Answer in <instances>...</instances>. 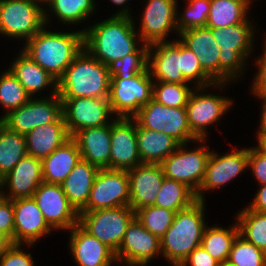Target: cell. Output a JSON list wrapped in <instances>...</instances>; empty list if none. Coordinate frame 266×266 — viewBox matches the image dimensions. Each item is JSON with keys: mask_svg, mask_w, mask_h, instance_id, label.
I'll return each instance as SVG.
<instances>
[{"mask_svg": "<svg viewBox=\"0 0 266 266\" xmlns=\"http://www.w3.org/2000/svg\"><path fill=\"white\" fill-rule=\"evenodd\" d=\"M127 7L83 30L84 49L110 68L138 47L136 39L139 35Z\"/></svg>", "mask_w": 266, "mask_h": 266, "instance_id": "cell-1", "label": "cell"}, {"mask_svg": "<svg viewBox=\"0 0 266 266\" xmlns=\"http://www.w3.org/2000/svg\"><path fill=\"white\" fill-rule=\"evenodd\" d=\"M45 27L29 39L22 50L58 81L84 48L83 29L62 33Z\"/></svg>", "mask_w": 266, "mask_h": 266, "instance_id": "cell-2", "label": "cell"}, {"mask_svg": "<svg viewBox=\"0 0 266 266\" xmlns=\"http://www.w3.org/2000/svg\"><path fill=\"white\" fill-rule=\"evenodd\" d=\"M111 68L105 66L84 48L58 80L60 98L109 97Z\"/></svg>", "mask_w": 266, "mask_h": 266, "instance_id": "cell-3", "label": "cell"}, {"mask_svg": "<svg viewBox=\"0 0 266 266\" xmlns=\"http://www.w3.org/2000/svg\"><path fill=\"white\" fill-rule=\"evenodd\" d=\"M205 202L197 200L186 209L176 212L170 228L160 238L161 254L172 266L180 264L201 245Z\"/></svg>", "mask_w": 266, "mask_h": 266, "instance_id": "cell-4", "label": "cell"}, {"mask_svg": "<svg viewBox=\"0 0 266 266\" xmlns=\"http://www.w3.org/2000/svg\"><path fill=\"white\" fill-rule=\"evenodd\" d=\"M250 20L230 27L211 28L216 44L220 48L219 83L235 80L243 69L253 49L254 29Z\"/></svg>", "mask_w": 266, "mask_h": 266, "instance_id": "cell-5", "label": "cell"}, {"mask_svg": "<svg viewBox=\"0 0 266 266\" xmlns=\"http://www.w3.org/2000/svg\"><path fill=\"white\" fill-rule=\"evenodd\" d=\"M33 0H0V33L26 42L49 21L45 8Z\"/></svg>", "mask_w": 266, "mask_h": 266, "instance_id": "cell-6", "label": "cell"}, {"mask_svg": "<svg viewBox=\"0 0 266 266\" xmlns=\"http://www.w3.org/2000/svg\"><path fill=\"white\" fill-rule=\"evenodd\" d=\"M134 218L135 211L129 205L79 212V224L115 253Z\"/></svg>", "mask_w": 266, "mask_h": 266, "instance_id": "cell-7", "label": "cell"}, {"mask_svg": "<svg viewBox=\"0 0 266 266\" xmlns=\"http://www.w3.org/2000/svg\"><path fill=\"white\" fill-rule=\"evenodd\" d=\"M153 83L148 68L130 79L111 78L108 101L113 115L133 118L152 99Z\"/></svg>", "mask_w": 266, "mask_h": 266, "instance_id": "cell-8", "label": "cell"}, {"mask_svg": "<svg viewBox=\"0 0 266 266\" xmlns=\"http://www.w3.org/2000/svg\"><path fill=\"white\" fill-rule=\"evenodd\" d=\"M1 122L11 131L26 135L28 132L51 122H65L62 113V101L58 93L50 98L34 99L7 114Z\"/></svg>", "mask_w": 266, "mask_h": 266, "instance_id": "cell-9", "label": "cell"}, {"mask_svg": "<svg viewBox=\"0 0 266 266\" xmlns=\"http://www.w3.org/2000/svg\"><path fill=\"white\" fill-rule=\"evenodd\" d=\"M130 181L127 170L99 169L87 205L80 212L128 206Z\"/></svg>", "mask_w": 266, "mask_h": 266, "instance_id": "cell-10", "label": "cell"}, {"mask_svg": "<svg viewBox=\"0 0 266 266\" xmlns=\"http://www.w3.org/2000/svg\"><path fill=\"white\" fill-rule=\"evenodd\" d=\"M187 145L180 144L173 153L163 160L161 166L165 177L186 184L196 193L203 181L211 151L209 146L205 145L187 151L184 148Z\"/></svg>", "mask_w": 266, "mask_h": 266, "instance_id": "cell-11", "label": "cell"}, {"mask_svg": "<svg viewBox=\"0 0 266 266\" xmlns=\"http://www.w3.org/2000/svg\"><path fill=\"white\" fill-rule=\"evenodd\" d=\"M62 113L67 130L72 137L79 130L111 124L113 112L108 97L61 98Z\"/></svg>", "mask_w": 266, "mask_h": 266, "instance_id": "cell-12", "label": "cell"}, {"mask_svg": "<svg viewBox=\"0 0 266 266\" xmlns=\"http://www.w3.org/2000/svg\"><path fill=\"white\" fill-rule=\"evenodd\" d=\"M205 88L207 87L194 88L196 91H192L186 105L190 130L198 140L206 139L207 127L220 121L233 104L230 98L201 93Z\"/></svg>", "mask_w": 266, "mask_h": 266, "instance_id": "cell-13", "label": "cell"}, {"mask_svg": "<svg viewBox=\"0 0 266 266\" xmlns=\"http://www.w3.org/2000/svg\"><path fill=\"white\" fill-rule=\"evenodd\" d=\"M33 199L52 229L70 230L79 223V213L70 204L61 185L42 182Z\"/></svg>", "mask_w": 266, "mask_h": 266, "instance_id": "cell-14", "label": "cell"}, {"mask_svg": "<svg viewBox=\"0 0 266 266\" xmlns=\"http://www.w3.org/2000/svg\"><path fill=\"white\" fill-rule=\"evenodd\" d=\"M177 7V0H147L137 40L148 45L167 41L169 32L177 31Z\"/></svg>", "mask_w": 266, "mask_h": 266, "instance_id": "cell-15", "label": "cell"}, {"mask_svg": "<svg viewBox=\"0 0 266 266\" xmlns=\"http://www.w3.org/2000/svg\"><path fill=\"white\" fill-rule=\"evenodd\" d=\"M136 133L134 118L115 117L111 121L110 169L128 171L141 164Z\"/></svg>", "mask_w": 266, "mask_h": 266, "instance_id": "cell-16", "label": "cell"}, {"mask_svg": "<svg viewBox=\"0 0 266 266\" xmlns=\"http://www.w3.org/2000/svg\"><path fill=\"white\" fill-rule=\"evenodd\" d=\"M233 151L223 156L211 151L203 181L195 193L197 200L205 201L203 191L222 187L248 168V149Z\"/></svg>", "mask_w": 266, "mask_h": 266, "instance_id": "cell-17", "label": "cell"}, {"mask_svg": "<svg viewBox=\"0 0 266 266\" xmlns=\"http://www.w3.org/2000/svg\"><path fill=\"white\" fill-rule=\"evenodd\" d=\"M161 254L160 238L149 232L136 217L130 222L123 241L115 253L118 262L146 265Z\"/></svg>", "mask_w": 266, "mask_h": 266, "instance_id": "cell-18", "label": "cell"}, {"mask_svg": "<svg viewBox=\"0 0 266 266\" xmlns=\"http://www.w3.org/2000/svg\"><path fill=\"white\" fill-rule=\"evenodd\" d=\"M13 209L14 244L34 245L52 231L33 197L13 200Z\"/></svg>", "mask_w": 266, "mask_h": 266, "instance_id": "cell-19", "label": "cell"}, {"mask_svg": "<svg viewBox=\"0 0 266 266\" xmlns=\"http://www.w3.org/2000/svg\"><path fill=\"white\" fill-rule=\"evenodd\" d=\"M148 69L155 82L188 84L181 72V41L176 39L150 44Z\"/></svg>", "mask_w": 266, "mask_h": 266, "instance_id": "cell-20", "label": "cell"}, {"mask_svg": "<svg viewBox=\"0 0 266 266\" xmlns=\"http://www.w3.org/2000/svg\"><path fill=\"white\" fill-rule=\"evenodd\" d=\"M42 182V160L27 154L3 177L0 193L8 200L31 198ZM5 186L10 190L7 195L2 191Z\"/></svg>", "mask_w": 266, "mask_h": 266, "instance_id": "cell-21", "label": "cell"}, {"mask_svg": "<svg viewBox=\"0 0 266 266\" xmlns=\"http://www.w3.org/2000/svg\"><path fill=\"white\" fill-rule=\"evenodd\" d=\"M128 175L130 181L129 206L136 211L154 205L165 177L161 164L141 163L128 170Z\"/></svg>", "mask_w": 266, "mask_h": 266, "instance_id": "cell-22", "label": "cell"}, {"mask_svg": "<svg viewBox=\"0 0 266 266\" xmlns=\"http://www.w3.org/2000/svg\"><path fill=\"white\" fill-rule=\"evenodd\" d=\"M69 248L78 266H106L116 261L115 252L87 232L79 223L70 230Z\"/></svg>", "mask_w": 266, "mask_h": 266, "instance_id": "cell-23", "label": "cell"}, {"mask_svg": "<svg viewBox=\"0 0 266 266\" xmlns=\"http://www.w3.org/2000/svg\"><path fill=\"white\" fill-rule=\"evenodd\" d=\"M179 35V40L196 54L203 71L215 83H219L220 48L216 44L211 28H193L182 31Z\"/></svg>", "mask_w": 266, "mask_h": 266, "instance_id": "cell-24", "label": "cell"}, {"mask_svg": "<svg viewBox=\"0 0 266 266\" xmlns=\"http://www.w3.org/2000/svg\"><path fill=\"white\" fill-rule=\"evenodd\" d=\"M72 138L78 145L81 159L99 169H110L111 124L79 130Z\"/></svg>", "mask_w": 266, "mask_h": 266, "instance_id": "cell-25", "label": "cell"}, {"mask_svg": "<svg viewBox=\"0 0 266 266\" xmlns=\"http://www.w3.org/2000/svg\"><path fill=\"white\" fill-rule=\"evenodd\" d=\"M98 171V167L80 159L70 174L60 184L70 204L78 213L87 205Z\"/></svg>", "mask_w": 266, "mask_h": 266, "instance_id": "cell-26", "label": "cell"}, {"mask_svg": "<svg viewBox=\"0 0 266 266\" xmlns=\"http://www.w3.org/2000/svg\"><path fill=\"white\" fill-rule=\"evenodd\" d=\"M27 153L43 160L71 138L65 122L38 126L26 135Z\"/></svg>", "mask_w": 266, "mask_h": 266, "instance_id": "cell-27", "label": "cell"}, {"mask_svg": "<svg viewBox=\"0 0 266 266\" xmlns=\"http://www.w3.org/2000/svg\"><path fill=\"white\" fill-rule=\"evenodd\" d=\"M80 159L78 145L71 137L42 160L43 182L60 185Z\"/></svg>", "mask_w": 266, "mask_h": 266, "instance_id": "cell-28", "label": "cell"}, {"mask_svg": "<svg viewBox=\"0 0 266 266\" xmlns=\"http://www.w3.org/2000/svg\"><path fill=\"white\" fill-rule=\"evenodd\" d=\"M8 68L12 74L25 88L26 92L33 97L35 93L43 91L42 89L53 88V93L57 92L58 81L46 70L42 69L34 60H32L23 50Z\"/></svg>", "mask_w": 266, "mask_h": 266, "instance_id": "cell-29", "label": "cell"}, {"mask_svg": "<svg viewBox=\"0 0 266 266\" xmlns=\"http://www.w3.org/2000/svg\"><path fill=\"white\" fill-rule=\"evenodd\" d=\"M136 137L141 163L161 164L180 145L171 136L146 129L138 122Z\"/></svg>", "mask_w": 266, "mask_h": 266, "instance_id": "cell-30", "label": "cell"}, {"mask_svg": "<svg viewBox=\"0 0 266 266\" xmlns=\"http://www.w3.org/2000/svg\"><path fill=\"white\" fill-rule=\"evenodd\" d=\"M229 228L206 225L202 235L201 246L221 265L226 264L234 240L239 235L237 222Z\"/></svg>", "mask_w": 266, "mask_h": 266, "instance_id": "cell-31", "label": "cell"}, {"mask_svg": "<svg viewBox=\"0 0 266 266\" xmlns=\"http://www.w3.org/2000/svg\"><path fill=\"white\" fill-rule=\"evenodd\" d=\"M27 154L26 136L0 121V175L4 177Z\"/></svg>", "mask_w": 266, "mask_h": 266, "instance_id": "cell-32", "label": "cell"}, {"mask_svg": "<svg viewBox=\"0 0 266 266\" xmlns=\"http://www.w3.org/2000/svg\"><path fill=\"white\" fill-rule=\"evenodd\" d=\"M249 7L242 0H211L208 28L230 27L247 20Z\"/></svg>", "mask_w": 266, "mask_h": 266, "instance_id": "cell-33", "label": "cell"}, {"mask_svg": "<svg viewBox=\"0 0 266 266\" xmlns=\"http://www.w3.org/2000/svg\"><path fill=\"white\" fill-rule=\"evenodd\" d=\"M197 201L195 192L186 184L164 177L154 206L178 212Z\"/></svg>", "mask_w": 266, "mask_h": 266, "instance_id": "cell-34", "label": "cell"}, {"mask_svg": "<svg viewBox=\"0 0 266 266\" xmlns=\"http://www.w3.org/2000/svg\"><path fill=\"white\" fill-rule=\"evenodd\" d=\"M239 235L266 252V213L244 208L238 213Z\"/></svg>", "mask_w": 266, "mask_h": 266, "instance_id": "cell-35", "label": "cell"}, {"mask_svg": "<svg viewBox=\"0 0 266 266\" xmlns=\"http://www.w3.org/2000/svg\"><path fill=\"white\" fill-rule=\"evenodd\" d=\"M49 9L63 23L78 24L95 10V0H50Z\"/></svg>", "mask_w": 266, "mask_h": 266, "instance_id": "cell-36", "label": "cell"}, {"mask_svg": "<svg viewBox=\"0 0 266 266\" xmlns=\"http://www.w3.org/2000/svg\"><path fill=\"white\" fill-rule=\"evenodd\" d=\"M31 96L18 79L7 69L0 76V104L4 106L6 112L0 121L11 111L19 108L29 101Z\"/></svg>", "mask_w": 266, "mask_h": 266, "instance_id": "cell-37", "label": "cell"}, {"mask_svg": "<svg viewBox=\"0 0 266 266\" xmlns=\"http://www.w3.org/2000/svg\"><path fill=\"white\" fill-rule=\"evenodd\" d=\"M176 212L154 205L135 211L136 219L153 235L161 238L173 223Z\"/></svg>", "mask_w": 266, "mask_h": 266, "instance_id": "cell-38", "label": "cell"}, {"mask_svg": "<svg viewBox=\"0 0 266 266\" xmlns=\"http://www.w3.org/2000/svg\"><path fill=\"white\" fill-rule=\"evenodd\" d=\"M227 266H266V252L238 235L229 253Z\"/></svg>", "mask_w": 266, "mask_h": 266, "instance_id": "cell-39", "label": "cell"}, {"mask_svg": "<svg viewBox=\"0 0 266 266\" xmlns=\"http://www.w3.org/2000/svg\"><path fill=\"white\" fill-rule=\"evenodd\" d=\"M133 53L125 55L111 67V78L130 79L148 68L149 45L141 43Z\"/></svg>", "mask_w": 266, "mask_h": 266, "instance_id": "cell-40", "label": "cell"}, {"mask_svg": "<svg viewBox=\"0 0 266 266\" xmlns=\"http://www.w3.org/2000/svg\"><path fill=\"white\" fill-rule=\"evenodd\" d=\"M193 90L188 84L156 82L153 83L152 99L167 107H186Z\"/></svg>", "mask_w": 266, "mask_h": 266, "instance_id": "cell-41", "label": "cell"}, {"mask_svg": "<svg viewBox=\"0 0 266 266\" xmlns=\"http://www.w3.org/2000/svg\"><path fill=\"white\" fill-rule=\"evenodd\" d=\"M163 133L174 138L179 144L188 142H204L198 140L191 132L187 118L186 107H168V117Z\"/></svg>", "mask_w": 266, "mask_h": 266, "instance_id": "cell-42", "label": "cell"}, {"mask_svg": "<svg viewBox=\"0 0 266 266\" xmlns=\"http://www.w3.org/2000/svg\"><path fill=\"white\" fill-rule=\"evenodd\" d=\"M181 72L184 79L189 83L193 80L196 87L226 86V83H215L202 69L200 61L195 53H193L185 44L181 42Z\"/></svg>", "mask_w": 266, "mask_h": 266, "instance_id": "cell-43", "label": "cell"}, {"mask_svg": "<svg viewBox=\"0 0 266 266\" xmlns=\"http://www.w3.org/2000/svg\"><path fill=\"white\" fill-rule=\"evenodd\" d=\"M187 2L188 5L184 14L177 16L178 35L182 31L206 27L211 0H187Z\"/></svg>", "mask_w": 266, "mask_h": 266, "instance_id": "cell-44", "label": "cell"}, {"mask_svg": "<svg viewBox=\"0 0 266 266\" xmlns=\"http://www.w3.org/2000/svg\"><path fill=\"white\" fill-rule=\"evenodd\" d=\"M168 117V107L151 99L133 117L142 127L162 132Z\"/></svg>", "mask_w": 266, "mask_h": 266, "instance_id": "cell-45", "label": "cell"}, {"mask_svg": "<svg viewBox=\"0 0 266 266\" xmlns=\"http://www.w3.org/2000/svg\"><path fill=\"white\" fill-rule=\"evenodd\" d=\"M0 234L8 237L14 244V209L13 200H8L0 193Z\"/></svg>", "mask_w": 266, "mask_h": 266, "instance_id": "cell-46", "label": "cell"}, {"mask_svg": "<svg viewBox=\"0 0 266 266\" xmlns=\"http://www.w3.org/2000/svg\"><path fill=\"white\" fill-rule=\"evenodd\" d=\"M21 244H12L0 257V266H34L31 254L21 250Z\"/></svg>", "mask_w": 266, "mask_h": 266, "instance_id": "cell-47", "label": "cell"}, {"mask_svg": "<svg viewBox=\"0 0 266 266\" xmlns=\"http://www.w3.org/2000/svg\"><path fill=\"white\" fill-rule=\"evenodd\" d=\"M248 168L260 185L266 184V154L258 147L248 149Z\"/></svg>", "mask_w": 266, "mask_h": 266, "instance_id": "cell-48", "label": "cell"}, {"mask_svg": "<svg viewBox=\"0 0 266 266\" xmlns=\"http://www.w3.org/2000/svg\"><path fill=\"white\" fill-rule=\"evenodd\" d=\"M263 55L256 60L259 70L253 81L252 92L261 101H266V43L264 45Z\"/></svg>", "mask_w": 266, "mask_h": 266, "instance_id": "cell-49", "label": "cell"}, {"mask_svg": "<svg viewBox=\"0 0 266 266\" xmlns=\"http://www.w3.org/2000/svg\"><path fill=\"white\" fill-rule=\"evenodd\" d=\"M180 266H221L201 245L194 249Z\"/></svg>", "mask_w": 266, "mask_h": 266, "instance_id": "cell-50", "label": "cell"}, {"mask_svg": "<svg viewBox=\"0 0 266 266\" xmlns=\"http://www.w3.org/2000/svg\"><path fill=\"white\" fill-rule=\"evenodd\" d=\"M260 186L261 189H258V193H256L254 200H252L253 202L247 208L266 213V184Z\"/></svg>", "mask_w": 266, "mask_h": 266, "instance_id": "cell-51", "label": "cell"}, {"mask_svg": "<svg viewBox=\"0 0 266 266\" xmlns=\"http://www.w3.org/2000/svg\"><path fill=\"white\" fill-rule=\"evenodd\" d=\"M262 105V115L260 119V128L257 133V138H266V101H263Z\"/></svg>", "mask_w": 266, "mask_h": 266, "instance_id": "cell-52", "label": "cell"}, {"mask_svg": "<svg viewBox=\"0 0 266 266\" xmlns=\"http://www.w3.org/2000/svg\"><path fill=\"white\" fill-rule=\"evenodd\" d=\"M12 245V241L4 236L3 234H0V257L6 252V250Z\"/></svg>", "mask_w": 266, "mask_h": 266, "instance_id": "cell-53", "label": "cell"}, {"mask_svg": "<svg viewBox=\"0 0 266 266\" xmlns=\"http://www.w3.org/2000/svg\"><path fill=\"white\" fill-rule=\"evenodd\" d=\"M258 148L266 154V138H257Z\"/></svg>", "mask_w": 266, "mask_h": 266, "instance_id": "cell-54", "label": "cell"}, {"mask_svg": "<svg viewBox=\"0 0 266 266\" xmlns=\"http://www.w3.org/2000/svg\"><path fill=\"white\" fill-rule=\"evenodd\" d=\"M110 1H112V3L116 5H123L127 2V0H110Z\"/></svg>", "mask_w": 266, "mask_h": 266, "instance_id": "cell-55", "label": "cell"}, {"mask_svg": "<svg viewBox=\"0 0 266 266\" xmlns=\"http://www.w3.org/2000/svg\"><path fill=\"white\" fill-rule=\"evenodd\" d=\"M33 1H35V2H37V3H39V4H41V3H45L46 5H47V3L50 1V0H33Z\"/></svg>", "mask_w": 266, "mask_h": 266, "instance_id": "cell-56", "label": "cell"}, {"mask_svg": "<svg viewBox=\"0 0 266 266\" xmlns=\"http://www.w3.org/2000/svg\"><path fill=\"white\" fill-rule=\"evenodd\" d=\"M127 266H137V265H134V264H131L129 262H124ZM106 266H111V263L107 264Z\"/></svg>", "mask_w": 266, "mask_h": 266, "instance_id": "cell-57", "label": "cell"}, {"mask_svg": "<svg viewBox=\"0 0 266 266\" xmlns=\"http://www.w3.org/2000/svg\"><path fill=\"white\" fill-rule=\"evenodd\" d=\"M248 7L250 6V3L252 2V0H242ZM251 1V2H250Z\"/></svg>", "mask_w": 266, "mask_h": 266, "instance_id": "cell-58", "label": "cell"}, {"mask_svg": "<svg viewBox=\"0 0 266 266\" xmlns=\"http://www.w3.org/2000/svg\"><path fill=\"white\" fill-rule=\"evenodd\" d=\"M3 177L0 175V183L2 182Z\"/></svg>", "mask_w": 266, "mask_h": 266, "instance_id": "cell-59", "label": "cell"}]
</instances>
